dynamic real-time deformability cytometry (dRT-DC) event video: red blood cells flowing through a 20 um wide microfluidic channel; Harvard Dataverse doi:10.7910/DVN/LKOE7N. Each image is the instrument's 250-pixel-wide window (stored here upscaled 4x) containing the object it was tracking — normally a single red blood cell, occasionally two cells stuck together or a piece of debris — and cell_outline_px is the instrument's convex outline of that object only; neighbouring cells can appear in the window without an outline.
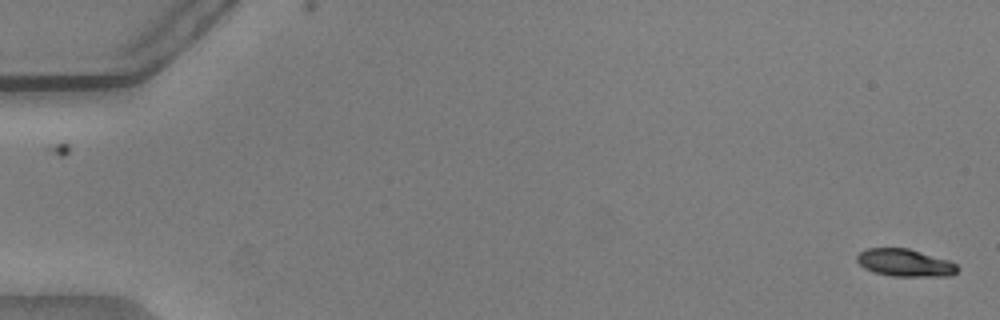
{"species": "common noctule bat (a hibernating species)", "species_latin": "Nyctalus noctula", "temperature_condition": "warm", "stored_images_in_passage": 55, "camera_frame_rate_fps": 3000, "um_per_image_px": 0.085, "animal": {"sex": "male", "body_mass_g": 20.5, "forearm_length_mm": 52.5}, "frame": {"image": 1, "passage_image": 1, "time_ms": 0.0, "image_size_px": [1000, 320], "cell_outline_px": [[960, 268], [952, 276], [892, 276], [876, 272], [864, 268], [856, 260], [856, 256], [860, 252], [868, 248], [908, 248], [948, 260], [956, 264]], "centroid_in_image_um": [76.94, 22.34], "position_along_channel_um": 8.1, "area_um2": 16.01}}
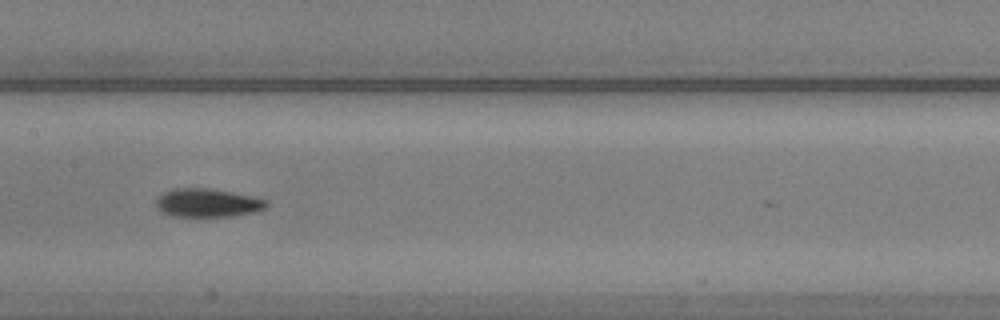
{"frame": {"image": 2, "passage_image": 28, "time_ms": 9.0, "image_size_px": [1000, 320], "cell_outline_px": [[268, 204], [264, 208], [256, 212], [228, 216], [172, 216], [156, 208], [156, 200], [164, 192], [172, 188], [204, 188], [232, 192], [252, 196], [268, 200]], "centroid_in_image_um": [17.64, 17.24], "position_along_channel_um": 189.8, "area_um2": 18.15}}
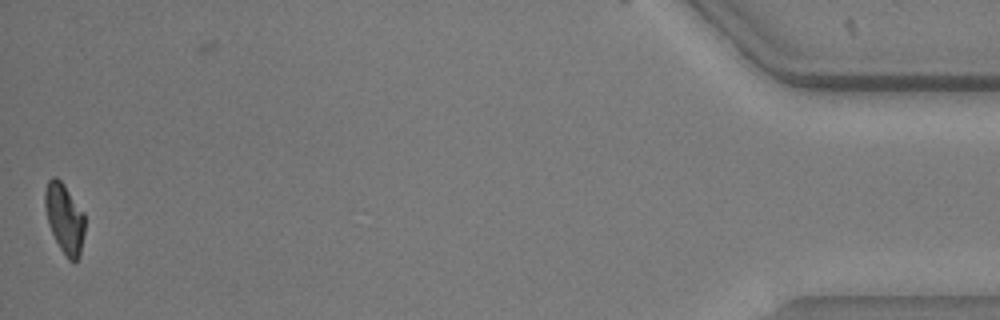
{"frame": {"image": 3, "passage_image": 54, "time_ms": 17.667, "image_size_px": [1000, 320], "cell_outline_px": [[84, 232], [80, 252], [76, 260], [68, 260], [60, 248], [48, 224], [44, 204], [44, 192], [48, 180], [52, 176], [56, 176], [64, 184], [84, 212]], "centroid_in_image_um": [5.46, 18.51], "position_along_channel_um": 429.7, "area_um2": 16.13}, "authors_computed_cell_mechanics": {"area_um2": 17.1666, "velocity_mm_per_s": 3.7892, "shape_relaxation_time_tau1_ms": 5.0786, "shape_relaxation_time_tau2_ms": 1.8294, "deformation_change_tau1": 0.1787, "deformation_change_tau2": 0.0606}}